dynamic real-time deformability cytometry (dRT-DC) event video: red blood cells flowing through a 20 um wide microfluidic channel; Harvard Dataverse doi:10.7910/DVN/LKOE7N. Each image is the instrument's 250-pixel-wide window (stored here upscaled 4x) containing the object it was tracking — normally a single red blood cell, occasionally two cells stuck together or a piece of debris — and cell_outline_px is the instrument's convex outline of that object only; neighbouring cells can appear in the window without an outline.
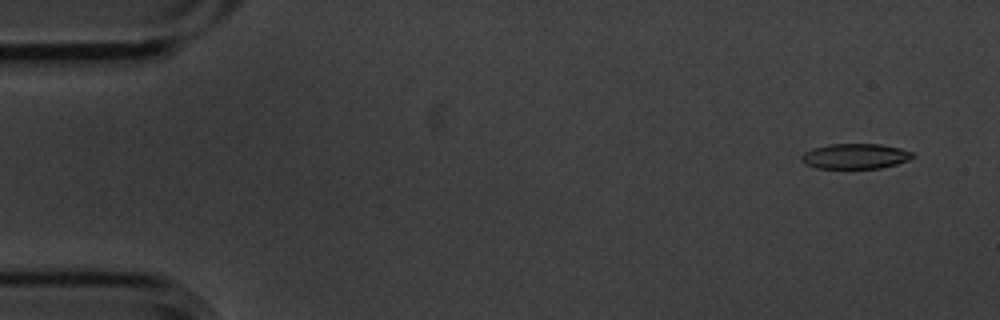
{"species": "common noctule bat (a hibernating species)", "species_latin": "Nyctalus noctula", "temperature_condition": "cold", "stored_images_in_passage": 5, "camera_frame_rate_fps": 3000, "um_per_image_px": 0.085, "animal": {"sex": "male", "body_mass_g": 20.1, "forearm_length_mm": 53.5}, "frame": {"image": 1, "passage_image": 2, "time_ms": 0.333, "image_size_px": [1000, 320], "cell_outline_px": [[916, 156], [908, 160], [896, 164], [880, 168], [816, 168], [804, 164], [800, 160], [800, 156], [804, 152], [812, 148], [828, 144], [880, 144], [900, 148], [912, 152]], "centroid_in_image_um": [72.66, 13.27], "position_along_channel_um": 12.3, "area_um2": 16.47}}
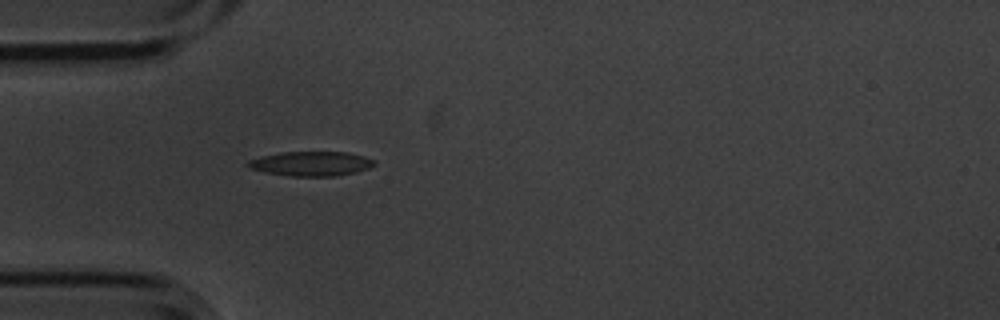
{"frame": {"image": 2, "passage_image": 5, "time_ms": 1.333, "image_size_px": [1000, 320], "cell_outline_px": [[376, 164], [368, 168], [356, 172], [336, 176], [292, 176], [264, 172], [248, 168], [244, 164], [248, 160], [260, 156], [280, 152], [348, 152], [364, 156], [376, 160]], "centroid_in_image_um": [26.42, 13.91], "position_along_channel_um": 58.6, "area_um2": 18.26}}